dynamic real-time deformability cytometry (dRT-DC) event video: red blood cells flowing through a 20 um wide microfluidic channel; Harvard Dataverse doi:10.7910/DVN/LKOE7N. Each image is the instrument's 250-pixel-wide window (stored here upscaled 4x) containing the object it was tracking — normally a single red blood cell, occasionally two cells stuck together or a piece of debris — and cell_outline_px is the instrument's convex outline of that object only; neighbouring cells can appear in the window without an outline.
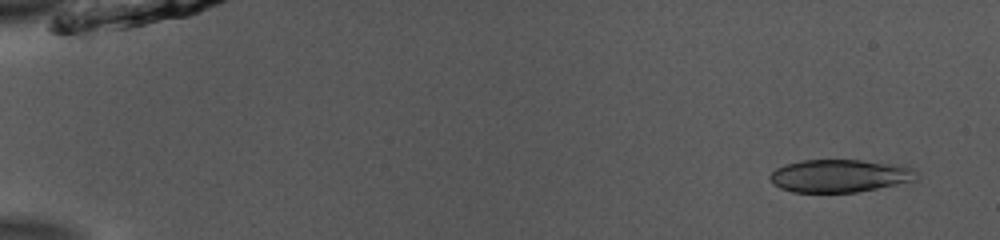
{"species": "common noctule bat (a hibernating species)", "species_latin": "Nyctalus noctula", "temperature_condition": "room temperature", "stored_images_in_passage": 50, "camera_frame_rate_fps": 3000, "um_per_image_px": 0.085, "animal": {"sex": "male", "body_mass_g": 13.0, "forearm_length_mm": 53.1}, "frame": {"image": 1, "passage_image": 2, "time_ms": 0.333, "image_size_px": [1000, 240], "cell_outline_px": [[920, 176], [916, 180], [856, 192], [792, 192], [780, 188], [772, 184], [768, 176], [776, 168], [784, 164], [804, 160], [860, 160], [900, 164], [912, 168], [920, 172]], "centroid_in_image_um": [71.39, 14.94], "position_along_channel_um": 13.6, "area_um2": 28.26}}
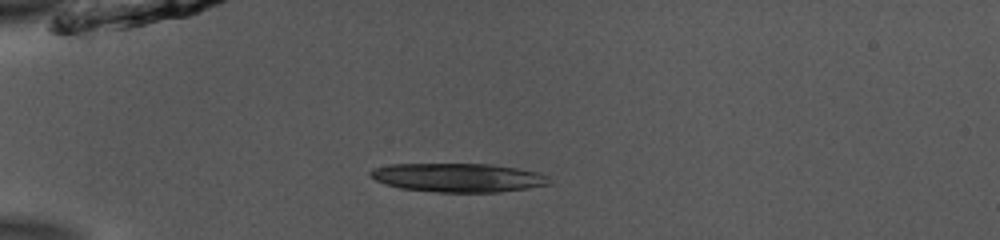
{"frame": {"image": 2, "passage_image": 13, "time_ms": 4.0, "image_size_px": [1000, 240], "cell_outline_px": [[552, 184], [528, 188], [500, 192], [440, 192], [400, 188], [384, 184], [376, 180], [368, 172], [372, 168], [392, 164], [492, 164], [540, 172], [548, 176], [552, 180]], "centroid_in_image_um": [38.99, 15.09], "position_along_channel_um": 46.0, "area_um2": 30.17}}